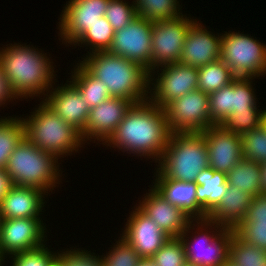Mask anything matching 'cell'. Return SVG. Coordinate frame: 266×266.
<instances>
[{"label": "cell", "instance_id": "6da1fadb", "mask_svg": "<svg viewBox=\"0 0 266 266\" xmlns=\"http://www.w3.org/2000/svg\"><path fill=\"white\" fill-rule=\"evenodd\" d=\"M164 108L149 99L134 103L110 138L103 144L157 163L171 135Z\"/></svg>", "mask_w": 266, "mask_h": 266}, {"label": "cell", "instance_id": "7a4b0ae2", "mask_svg": "<svg viewBox=\"0 0 266 266\" xmlns=\"http://www.w3.org/2000/svg\"><path fill=\"white\" fill-rule=\"evenodd\" d=\"M40 50L26 43H9L0 49L1 67L21 100L30 97L33 99L34 96L43 100L47 92L56 85L55 82H58L54 71L56 65L53 66L51 57Z\"/></svg>", "mask_w": 266, "mask_h": 266}, {"label": "cell", "instance_id": "3957f363", "mask_svg": "<svg viewBox=\"0 0 266 266\" xmlns=\"http://www.w3.org/2000/svg\"><path fill=\"white\" fill-rule=\"evenodd\" d=\"M88 54V55H87ZM79 63L95 78L104 82L111 97L134 103L148 99L149 73L139 63L107 51L86 53Z\"/></svg>", "mask_w": 266, "mask_h": 266}, {"label": "cell", "instance_id": "277c9868", "mask_svg": "<svg viewBox=\"0 0 266 266\" xmlns=\"http://www.w3.org/2000/svg\"><path fill=\"white\" fill-rule=\"evenodd\" d=\"M58 160L56 155L39 149L24 137L9 156L5 171L13 185L37 188L49 194L62 183L63 171Z\"/></svg>", "mask_w": 266, "mask_h": 266}, {"label": "cell", "instance_id": "5b68a950", "mask_svg": "<svg viewBox=\"0 0 266 266\" xmlns=\"http://www.w3.org/2000/svg\"><path fill=\"white\" fill-rule=\"evenodd\" d=\"M157 163L154 177L195 182L199 173L209 167L207 145L203 134L171 133L168 145Z\"/></svg>", "mask_w": 266, "mask_h": 266}, {"label": "cell", "instance_id": "8992f818", "mask_svg": "<svg viewBox=\"0 0 266 266\" xmlns=\"http://www.w3.org/2000/svg\"><path fill=\"white\" fill-rule=\"evenodd\" d=\"M38 105L30 116L21 118L24 137L59 159L77 153L85 145L81 133L57 116L42 100Z\"/></svg>", "mask_w": 266, "mask_h": 266}, {"label": "cell", "instance_id": "52a82bcc", "mask_svg": "<svg viewBox=\"0 0 266 266\" xmlns=\"http://www.w3.org/2000/svg\"><path fill=\"white\" fill-rule=\"evenodd\" d=\"M192 229L197 231L193 233ZM232 237L233 229L225 228L208 218L192 219L179 236L187 264L195 266H223L228 263Z\"/></svg>", "mask_w": 266, "mask_h": 266}, {"label": "cell", "instance_id": "ba28073f", "mask_svg": "<svg viewBox=\"0 0 266 266\" xmlns=\"http://www.w3.org/2000/svg\"><path fill=\"white\" fill-rule=\"evenodd\" d=\"M220 59L235 77L257 79L266 75V44L257 38L234 31H223ZM257 77V78H256Z\"/></svg>", "mask_w": 266, "mask_h": 266}, {"label": "cell", "instance_id": "9c48e42d", "mask_svg": "<svg viewBox=\"0 0 266 266\" xmlns=\"http://www.w3.org/2000/svg\"><path fill=\"white\" fill-rule=\"evenodd\" d=\"M148 86V99L164 108L174 99L198 89V68L180 62L163 65L149 72Z\"/></svg>", "mask_w": 266, "mask_h": 266}, {"label": "cell", "instance_id": "30bf717a", "mask_svg": "<svg viewBox=\"0 0 266 266\" xmlns=\"http://www.w3.org/2000/svg\"><path fill=\"white\" fill-rule=\"evenodd\" d=\"M164 111L172 133L202 132L215 125L210 119L209 95L199 89L174 99Z\"/></svg>", "mask_w": 266, "mask_h": 266}, {"label": "cell", "instance_id": "8fae6325", "mask_svg": "<svg viewBox=\"0 0 266 266\" xmlns=\"http://www.w3.org/2000/svg\"><path fill=\"white\" fill-rule=\"evenodd\" d=\"M195 21L182 14L174 19L153 22L151 71L179 62L187 32Z\"/></svg>", "mask_w": 266, "mask_h": 266}, {"label": "cell", "instance_id": "7c38bea8", "mask_svg": "<svg viewBox=\"0 0 266 266\" xmlns=\"http://www.w3.org/2000/svg\"><path fill=\"white\" fill-rule=\"evenodd\" d=\"M44 224L42 218L0 219V265L13 254L48 246Z\"/></svg>", "mask_w": 266, "mask_h": 266}, {"label": "cell", "instance_id": "4fadbf2b", "mask_svg": "<svg viewBox=\"0 0 266 266\" xmlns=\"http://www.w3.org/2000/svg\"><path fill=\"white\" fill-rule=\"evenodd\" d=\"M153 22L137 16L123 29L115 31L107 52L139 63L151 71Z\"/></svg>", "mask_w": 266, "mask_h": 266}, {"label": "cell", "instance_id": "5bb4252c", "mask_svg": "<svg viewBox=\"0 0 266 266\" xmlns=\"http://www.w3.org/2000/svg\"><path fill=\"white\" fill-rule=\"evenodd\" d=\"M252 80V77H235L209 95L210 119L215 125H220L232 113L250 111L257 104Z\"/></svg>", "mask_w": 266, "mask_h": 266}, {"label": "cell", "instance_id": "9a60e30c", "mask_svg": "<svg viewBox=\"0 0 266 266\" xmlns=\"http://www.w3.org/2000/svg\"><path fill=\"white\" fill-rule=\"evenodd\" d=\"M110 0H69L66 2L58 24L59 40L73 45L99 18L104 17ZM69 44V45H68Z\"/></svg>", "mask_w": 266, "mask_h": 266}, {"label": "cell", "instance_id": "2e32d148", "mask_svg": "<svg viewBox=\"0 0 266 266\" xmlns=\"http://www.w3.org/2000/svg\"><path fill=\"white\" fill-rule=\"evenodd\" d=\"M133 104V101L124 98L110 97L100 105L91 108L86 128L81 134L82 141L86 143L89 140L96 143L97 140V144L103 145L114 133Z\"/></svg>", "mask_w": 266, "mask_h": 266}, {"label": "cell", "instance_id": "e0dca14e", "mask_svg": "<svg viewBox=\"0 0 266 266\" xmlns=\"http://www.w3.org/2000/svg\"><path fill=\"white\" fill-rule=\"evenodd\" d=\"M130 212L120 236L141 258H151L171 237L137 206Z\"/></svg>", "mask_w": 266, "mask_h": 266}, {"label": "cell", "instance_id": "ac0fdd59", "mask_svg": "<svg viewBox=\"0 0 266 266\" xmlns=\"http://www.w3.org/2000/svg\"><path fill=\"white\" fill-rule=\"evenodd\" d=\"M52 87L42 100L63 121L76 128L81 134L86 128L90 107L78 88L68 80Z\"/></svg>", "mask_w": 266, "mask_h": 266}, {"label": "cell", "instance_id": "d6986e66", "mask_svg": "<svg viewBox=\"0 0 266 266\" xmlns=\"http://www.w3.org/2000/svg\"><path fill=\"white\" fill-rule=\"evenodd\" d=\"M208 151L209 167L227 174L242 156L240 134L226 131L221 125H212L201 132Z\"/></svg>", "mask_w": 266, "mask_h": 266}, {"label": "cell", "instance_id": "ffe728a7", "mask_svg": "<svg viewBox=\"0 0 266 266\" xmlns=\"http://www.w3.org/2000/svg\"><path fill=\"white\" fill-rule=\"evenodd\" d=\"M136 206L169 237H179L192 220L182 209L167 201L153 186Z\"/></svg>", "mask_w": 266, "mask_h": 266}, {"label": "cell", "instance_id": "44dd1931", "mask_svg": "<svg viewBox=\"0 0 266 266\" xmlns=\"http://www.w3.org/2000/svg\"><path fill=\"white\" fill-rule=\"evenodd\" d=\"M221 35L214 34L196 20L187 32L179 62L198 68L219 60Z\"/></svg>", "mask_w": 266, "mask_h": 266}, {"label": "cell", "instance_id": "7402d4cb", "mask_svg": "<svg viewBox=\"0 0 266 266\" xmlns=\"http://www.w3.org/2000/svg\"><path fill=\"white\" fill-rule=\"evenodd\" d=\"M45 195L37 188L13 185L0 202V219L41 218Z\"/></svg>", "mask_w": 266, "mask_h": 266}, {"label": "cell", "instance_id": "603a6c76", "mask_svg": "<svg viewBox=\"0 0 266 266\" xmlns=\"http://www.w3.org/2000/svg\"><path fill=\"white\" fill-rule=\"evenodd\" d=\"M153 186L167 201L182 209L192 219H206L207 214L196 201L195 182L155 177ZM154 184V185H153Z\"/></svg>", "mask_w": 266, "mask_h": 266}, {"label": "cell", "instance_id": "cb8c5ba5", "mask_svg": "<svg viewBox=\"0 0 266 266\" xmlns=\"http://www.w3.org/2000/svg\"><path fill=\"white\" fill-rule=\"evenodd\" d=\"M253 196L228 185L220 203L207 215V218L225 228L234 229L246 217Z\"/></svg>", "mask_w": 266, "mask_h": 266}, {"label": "cell", "instance_id": "d4e9b609", "mask_svg": "<svg viewBox=\"0 0 266 266\" xmlns=\"http://www.w3.org/2000/svg\"><path fill=\"white\" fill-rule=\"evenodd\" d=\"M195 183L196 201L208 215L220 203L227 191V174L208 167L199 173Z\"/></svg>", "mask_w": 266, "mask_h": 266}, {"label": "cell", "instance_id": "484cf974", "mask_svg": "<svg viewBox=\"0 0 266 266\" xmlns=\"http://www.w3.org/2000/svg\"><path fill=\"white\" fill-rule=\"evenodd\" d=\"M260 163L242 159L227 173L228 185L253 197L263 194Z\"/></svg>", "mask_w": 266, "mask_h": 266}, {"label": "cell", "instance_id": "4316f807", "mask_svg": "<svg viewBox=\"0 0 266 266\" xmlns=\"http://www.w3.org/2000/svg\"><path fill=\"white\" fill-rule=\"evenodd\" d=\"M74 65L69 80L81 92L84 101L91 108L109 99L110 93L106 84L92 76L80 63Z\"/></svg>", "mask_w": 266, "mask_h": 266}, {"label": "cell", "instance_id": "83f0119b", "mask_svg": "<svg viewBox=\"0 0 266 266\" xmlns=\"http://www.w3.org/2000/svg\"><path fill=\"white\" fill-rule=\"evenodd\" d=\"M235 78L221 60L198 67V89L208 95L228 85Z\"/></svg>", "mask_w": 266, "mask_h": 266}, {"label": "cell", "instance_id": "f1b7e54d", "mask_svg": "<svg viewBox=\"0 0 266 266\" xmlns=\"http://www.w3.org/2000/svg\"><path fill=\"white\" fill-rule=\"evenodd\" d=\"M22 116L0 118V169H5L12 151L24 138Z\"/></svg>", "mask_w": 266, "mask_h": 266}, {"label": "cell", "instance_id": "f546056e", "mask_svg": "<svg viewBox=\"0 0 266 266\" xmlns=\"http://www.w3.org/2000/svg\"><path fill=\"white\" fill-rule=\"evenodd\" d=\"M229 263L233 266H266V250L243 241L233 230Z\"/></svg>", "mask_w": 266, "mask_h": 266}, {"label": "cell", "instance_id": "4dcf8cb0", "mask_svg": "<svg viewBox=\"0 0 266 266\" xmlns=\"http://www.w3.org/2000/svg\"><path fill=\"white\" fill-rule=\"evenodd\" d=\"M137 15L149 21L174 19L182 15L180 0H133ZM181 6V7H180Z\"/></svg>", "mask_w": 266, "mask_h": 266}, {"label": "cell", "instance_id": "1f68e13d", "mask_svg": "<svg viewBox=\"0 0 266 266\" xmlns=\"http://www.w3.org/2000/svg\"><path fill=\"white\" fill-rule=\"evenodd\" d=\"M115 31L105 17L99 18L73 45L89 47L88 53L107 51L112 43ZM83 44V46H82ZM85 44V45H84Z\"/></svg>", "mask_w": 266, "mask_h": 266}, {"label": "cell", "instance_id": "d6a6232c", "mask_svg": "<svg viewBox=\"0 0 266 266\" xmlns=\"http://www.w3.org/2000/svg\"><path fill=\"white\" fill-rule=\"evenodd\" d=\"M242 156L257 163L266 161V131L262 125L240 134Z\"/></svg>", "mask_w": 266, "mask_h": 266}, {"label": "cell", "instance_id": "836d02e7", "mask_svg": "<svg viewBox=\"0 0 266 266\" xmlns=\"http://www.w3.org/2000/svg\"><path fill=\"white\" fill-rule=\"evenodd\" d=\"M263 111L259 110L256 104L250 111L232 113L220 125L226 131L237 134L251 131L261 125Z\"/></svg>", "mask_w": 266, "mask_h": 266}, {"label": "cell", "instance_id": "e575fe53", "mask_svg": "<svg viewBox=\"0 0 266 266\" xmlns=\"http://www.w3.org/2000/svg\"><path fill=\"white\" fill-rule=\"evenodd\" d=\"M119 238L106 255H102L103 266H137L141 257L125 239Z\"/></svg>", "mask_w": 266, "mask_h": 266}, {"label": "cell", "instance_id": "d590c367", "mask_svg": "<svg viewBox=\"0 0 266 266\" xmlns=\"http://www.w3.org/2000/svg\"><path fill=\"white\" fill-rule=\"evenodd\" d=\"M125 0H110L104 17L113 27L114 31L126 27L137 15V10L134 1L128 4Z\"/></svg>", "mask_w": 266, "mask_h": 266}, {"label": "cell", "instance_id": "8d00e7d4", "mask_svg": "<svg viewBox=\"0 0 266 266\" xmlns=\"http://www.w3.org/2000/svg\"><path fill=\"white\" fill-rule=\"evenodd\" d=\"M156 266H184L186 255L179 237H171L152 257Z\"/></svg>", "mask_w": 266, "mask_h": 266}, {"label": "cell", "instance_id": "74e56055", "mask_svg": "<svg viewBox=\"0 0 266 266\" xmlns=\"http://www.w3.org/2000/svg\"><path fill=\"white\" fill-rule=\"evenodd\" d=\"M63 249L57 252L56 257L61 261V266H103L102 255L83 250L82 248ZM96 254V255H95Z\"/></svg>", "mask_w": 266, "mask_h": 266}, {"label": "cell", "instance_id": "f35d334b", "mask_svg": "<svg viewBox=\"0 0 266 266\" xmlns=\"http://www.w3.org/2000/svg\"><path fill=\"white\" fill-rule=\"evenodd\" d=\"M54 252L45 245L24 252H19L9 256L11 258L10 266H47L49 262L56 256Z\"/></svg>", "mask_w": 266, "mask_h": 266}, {"label": "cell", "instance_id": "ab89813d", "mask_svg": "<svg viewBox=\"0 0 266 266\" xmlns=\"http://www.w3.org/2000/svg\"><path fill=\"white\" fill-rule=\"evenodd\" d=\"M233 230L243 241L266 250V222L241 221Z\"/></svg>", "mask_w": 266, "mask_h": 266}, {"label": "cell", "instance_id": "60d3db41", "mask_svg": "<svg viewBox=\"0 0 266 266\" xmlns=\"http://www.w3.org/2000/svg\"><path fill=\"white\" fill-rule=\"evenodd\" d=\"M243 221L266 222V194H260L252 198Z\"/></svg>", "mask_w": 266, "mask_h": 266}, {"label": "cell", "instance_id": "b9f144b4", "mask_svg": "<svg viewBox=\"0 0 266 266\" xmlns=\"http://www.w3.org/2000/svg\"><path fill=\"white\" fill-rule=\"evenodd\" d=\"M16 99L20 100L13 91L0 64V107L8 105L7 103L13 100L16 101Z\"/></svg>", "mask_w": 266, "mask_h": 266}, {"label": "cell", "instance_id": "7bdbcfd3", "mask_svg": "<svg viewBox=\"0 0 266 266\" xmlns=\"http://www.w3.org/2000/svg\"><path fill=\"white\" fill-rule=\"evenodd\" d=\"M13 186L9 174L5 169H0V202Z\"/></svg>", "mask_w": 266, "mask_h": 266}, {"label": "cell", "instance_id": "ee69618b", "mask_svg": "<svg viewBox=\"0 0 266 266\" xmlns=\"http://www.w3.org/2000/svg\"><path fill=\"white\" fill-rule=\"evenodd\" d=\"M262 174V190L263 194H266V161L260 164Z\"/></svg>", "mask_w": 266, "mask_h": 266}, {"label": "cell", "instance_id": "f6af8a7d", "mask_svg": "<svg viewBox=\"0 0 266 266\" xmlns=\"http://www.w3.org/2000/svg\"><path fill=\"white\" fill-rule=\"evenodd\" d=\"M137 266H156L151 258H141Z\"/></svg>", "mask_w": 266, "mask_h": 266}, {"label": "cell", "instance_id": "bcb514c9", "mask_svg": "<svg viewBox=\"0 0 266 266\" xmlns=\"http://www.w3.org/2000/svg\"><path fill=\"white\" fill-rule=\"evenodd\" d=\"M47 266H61V261L55 256Z\"/></svg>", "mask_w": 266, "mask_h": 266}, {"label": "cell", "instance_id": "7dc6e473", "mask_svg": "<svg viewBox=\"0 0 266 266\" xmlns=\"http://www.w3.org/2000/svg\"><path fill=\"white\" fill-rule=\"evenodd\" d=\"M261 125L264 127V129L266 131V109L262 113V123H261Z\"/></svg>", "mask_w": 266, "mask_h": 266}, {"label": "cell", "instance_id": "c3c4849f", "mask_svg": "<svg viewBox=\"0 0 266 266\" xmlns=\"http://www.w3.org/2000/svg\"><path fill=\"white\" fill-rule=\"evenodd\" d=\"M223 266H233L231 263H226V264H224Z\"/></svg>", "mask_w": 266, "mask_h": 266}, {"label": "cell", "instance_id": "681fc988", "mask_svg": "<svg viewBox=\"0 0 266 266\" xmlns=\"http://www.w3.org/2000/svg\"><path fill=\"white\" fill-rule=\"evenodd\" d=\"M184 266H195V265H190V264H187V263H186Z\"/></svg>", "mask_w": 266, "mask_h": 266}]
</instances>
